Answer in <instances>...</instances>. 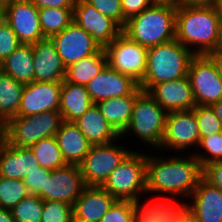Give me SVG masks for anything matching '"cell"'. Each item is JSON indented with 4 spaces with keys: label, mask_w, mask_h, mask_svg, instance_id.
<instances>
[{
    "label": "cell",
    "mask_w": 222,
    "mask_h": 222,
    "mask_svg": "<svg viewBox=\"0 0 222 222\" xmlns=\"http://www.w3.org/2000/svg\"><path fill=\"white\" fill-rule=\"evenodd\" d=\"M193 112L196 115L200 139L204 136L222 132V124L211 106H196Z\"/></svg>",
    "instance_id": "36"
},
{
    "label": "cell",
    "mask_w": 222,
    "mask_h": 222,
    "mask_svg": "<svg viewBox=\"0 0 222 222\" xmlns=\"http://www.w3.org/2000/svg\"><path fill=\"white\" fill-rule=\"evenodd\" d=\"M188 209L197 222H222V191L202 177L190 195Z\"/></svg>",
    "instance_id": "21"
},
{
    "label": "cell",
    "mask_w": 222,
    "mask_h": 222,
    "mask_svg": "<svg viewBox=\"0 0 222 222\" xmlns=\"http://www.w3.org/2000/svg\"><path fill=\"white\" fill-rule=\"evenodd\" d=\"M211 108L214 110L215 115L217 116V118L219 119L220 123L222 124V100L213 103L211 105Z\"/></svg>",
    "instance_id": "48"
},
{
    "label": "cell",
    "mask_w": 222,
    "mask_h": 222,
    "mask_svg": "<svg viewBox=\"0 0 222 222\" xmlns=\"http://www.w3.org/2000/svg\"><path fill=\"white\" fill-rule=\"evenodd\" d=\"M174 222H197L194 214L187 208Z\"/></svg>",
    "instance_id": "46"
},
{
    "label": "cell",
    "mask_w": 222,
    "mask_h": 222,
    "mask_svg": "<svg viewBox=\"0 0 222 222\" xmlns=\"http://www.w3.org/2000/svg\"><path fill=\"white\" fill-rule=\"evenodd\" d=\"M55 139L66 164L70 165L79 166L91 147L75 123L63 121Z\"/></svg>",
    "instance_id": "25"
},
{
    "label": "cell",
    "mask_w": 222,
    "mask_h": 222,
    "mask_svg": "<svg viewBox=\"0 0 222 222\" xmlns=\"http://www.w3.org/2000/svg\"><path fill=\"white\" fill-rule=\"evenodd\" d=\"M73 21L105 48L122 33V27L112 18L98 12L86 0H75Z\"/></svg>",
    "instance_id": "11"
},
{
    "label": "cell",
    "mask_w": 222,
    "mask_h": 222,
    "mask_svg": "<svg viewBox=\"0 0 222 222\" xmlns=\"http://www.w3.org/2000/svg\"><path fill=\"white\" fill-rule=\"evenodd\" d=\"M196 106H211L222 100V78L217 54H195L187 74Z\"/></svg>",
    "instance_id": "8"
},
{
    "label": "cell",
    "mask_w": 222,
    "mask_h": 222,
    "mask_svg": "<svg viewBox=\"0 0 222 222\" xmlns=\"http://www.w3.org/2000/svg\"><path fill=\"white\" fill-rule=\"evenodd\" d=\"M0 222H15L11 210L0 207Z\"/></svg>",
    "instance_id": "47"
},
{
    "label": "cell",
    "mask_w": 222,
    "mask_h": 222,
    "mask_svg": "<svg viewBox=\"0 0 222 222\" xmlns=\"http://www.w3.org/2000/svg\"><path fill=\"white\" fill-rule=\"evenodd\" d=\"M199 142L200 134L193 109L167 113L161 150H186L193 145L198 147Z\"/></svg>",
    "instance_id": "14"
},
{
    "label": "cell",
    "mask_w": 222,
    "mask_h": 222,
    "mask_svg": "<svg viewBox=\"0 0 222 222\" xmlns=\"http://www.w3.org/2000/svg\"><path fill=\"white\" fill-rule=\"evenodd\" d=\"M146 162L147 154L131 151L101 187L116 200L138 199L142 192L146 193Z\"/></svg>",
    "instance_id": "6"
},
{
    "label": "cell",
    "mask_w": 222,
    "mask_h": 222,
    "mask_svg": "<svg viewBox=\"0 0 222 222\" xmlns=\"http://www.w3.org/2000/svg\"><path fill=\"white\" fill-rule=\"evenodd\" d=\"M198 147L205 150L204 154H196V152L194 154L202 168L210 163L222 161V132L202 137Z\"/></svg>",
    "instance_id": "35"
},
{
    "label": "cell",
    "mask_w": 222,
    "mask_h": 222,
    "mask_svg": "<svg viewBox=\"0 0 222 222\" xmlns=\"http://www.w3.org/2000/svg\"><path fill=\"white\" fill-rule=\"evenodd\" d=\"M34 53V81L63 82L66 67L56 51L51 38H44L32 44Z\"/></svg>",
    "instance_id": "19"
},
{
    "label": "cell",
    "mask_w": 222,
    "mask_h": 222,
    "mask_svg": "<svg viewBox=\"0 0 222 222\" xmlns=\"http://www.w3.org/2000/svg\"><path fill=\"white\" fill-rule=\"evenodd\" d=\"M0 70L15 80L29 84L34 81V53L32 44H21L0 63Z\"/></svg>",
    "instance_id": "28"
},
{
    "label": "cell",
    "mask_w": 222,
    "mask_h": 222,
    "mask_svg": "<svg viewBox=\"0 0 222 222\" xmlns=\"http://www.w3.org/2000/svg\"><path fill=\"white\" fill-rule=\"evenodd\" d=\"M217 55H222V16L219 23V38L217 42Z\"/></svg>",
    "instance_id": "49"
},
{
    "label": "cell",
    "mask_w": 222,
    "mask_h": 222,
    "mask_svg": "<svg viewBox=\"0 0 222 222\" xmlns=\"http://www.w3.org/2000/svg\"><path fill=\"white\" fill-rule=\"evenodd\" d=\"M60 97L59 111L63 121L69 123H74L93 105L86 86L67 83L65 80Z\"/></svg>",
    "instance_id": "26"
},
{
    "label": "cell",
    "mask_w": 222,
    "mask_h": 222,
    "mask_svg": "<svg viewBox=\"0 0 222 222\" xmlns=\"http://www.w3.org/2000/svg\"><path fill=\"white\" fill-rule=\"evenodd\" d=\"M147 93L168 113L196 107L188 76L157 83Z\"/></svg>",
    "instance_id": "18"
},
{
    "label": "cell",
    "mask_w": 222,
    "mask_h": 222,
    "mask_svg": "<svg viewBox=\"0 0 222 222\" xmlns=\"http://www.w3.org/2000/svg\"><path fill=\"white\" fill-rule=\"evenodd\" d=\"M116 199L101 186H86L73 204L74 222H100Z\"/></svg>",
    "instance_id": "20"
},
{
    "label": "cell",
    "mask_w": 222,
    "mask_h": 222,
    "mask_svg": "<svg viewBox=\"0 0 222 222\" xmlns=\"http://www.w3.org/2000/svg\"><path fill=\"white\" fill-rule=\"evenodd\" d=\"M13 0H0V7L4 8L6 5H8Z\"/></svg>",
    "instance_id": "52"
},
{
    "label": "cell",
    "mask_w": 222,
    "mask_h": 222,
    "mask_svg": "<svg viewBox=\"0 0 222 222\" xmlns=\"http://www.w3.org/2000/svg\"><path fill=\"white\" fill-rule=\"evenodd\" d=\"M167 112L146 92L135 100L130 124L122 134L134 133L143 142L160 148L165 132Z\"/></svg>",
    "instance_id": "7"
},
{
    "label": "cell",
    "mask_w": 222,
    "mask_h": 222,
    "mask_svg": "<svg viewBox=\"0 0 222 222\" xmlns=\"http://www.w3.org/2000/svg\"><path fill=\"white\" fill-rule=\"evenodd\" d=\"M130 150L114 143L91 145L79 165L86 186H102L111 172L130 153Z\"/></svg>",
    "instance_id": "10"
},
{
    "label": "cell",
    "mask_w": 222,
    "mask_h": 222,
    "mask_svg": "<svg viewBox=\"0 0 222 222\" xmlns=\"http://www.w3.org/2000/svg\"><path fill=\"white\" fill-rule=\"evenodd\" d=\"M3 18V8L0 7V21L2 20Z\"/></svg>",
    "instance_id": "54"
},
{
    "label": "cell",
    "mask_w": 222,
    "mask_h": 222,
    "mask_svg": "<svg viewBox=\"0 0 222 222\" xmlns=\"http://www.w3.org/2000/svg\"><path fill=\"white\" fill-rule=\"evenodd\" d=\"M203 168L199 161L192 157H154L147 156L146 162V193H165L167 196L189 197L194 192ZM169 194V195H168Z\"/></svg>",
    "instance_id": "1"
},
{
    "label": "cell",
    "mask_w": 222,
    "mask_h": 222,
    "mask_svg": "<svg viewBox=\"0 0 222 222\" xmlns=\"http://www.w3.org/2000/svg\"><path fill=\"white\" fill-rule=\"evenodd\" d=\"M177 5L153 3L141 13L129 18L122 33L130 40L151 48L175 39Z\"/></svg>",
    "instance_id": "3"
},
{
    "label": "cell",
    "mask_w": 222,
    "mask_h": 222,
    "mask_svg": "<svg viewBox=\"0 0 222 222\" xmlns=\"http://www.w3.org/2000/svg\"><path fill=\"white\" fill-rule=\"evenodd\" d=\"M50 172L51 170L39 166L23 178L29 194L37 195L45 189L46 177H49Z\"/></svg>",
    "instance_id": "41"
},
{
    "label": "cell",
    "mask_w": 222,
    "mask_h": 222,
    "mask_svg": "<svg viewBox=\"0 0 222 222\" xmlns=\"http://www.w3.org/2000/svg\"><path fill=\"white\" fill-rule=\"evenodd\" d=\"M39 166L30 148L12 146L4 139L0 148V176L23 180Z\"/></svg>",
    "instance_id": "22"
},
{
    "label": "cell",
    "mask_w": 222,
    "mask_h": 222,
    "mask_svg": "<svg viewBox=\"0 0 222 222\" xmlns=\"http://www.w3.org/2000/svg\"><path fill=\"white\" fill-rule=\"evenodd\" d=\"M139 94L110 98L96 103L108 123L121 136L130 124L136 97Z\"/></svg>",
    "instance_id": "27"
},
{
    "label": "cell",
    "mask_w": 222,
    "mask_h": 222,
    "mask_svg": "<svg viewBox=\"0 0 222 222\" xmlns=\"http://www.w3.org/2000/svg\"><path fill=\"white\" fill-rule=\"evenodd\" d=\"M63 122L59 110L11 117L3 126L5 140L16 147L31 148L39 140L55 136Z\"/></svg>",
    "instance_id": "5"
},
{
    "label": "cell",
    "mask_w": 222,
    "mask_h": 222,
    "mask_svg": "<svg viewBox=\"0 0 222 222\" xmlns=\"http://www.w3.org/2000/svg\"><path fill=\"white\" fill-rule=\"evenodd\" d=\"M25 84L0 70V121L4 125L18 114Z\"/></svg>",
    "instance_id": "30"
},
{
    "label": "cell",
    "mask_w": 222,
    "mask_h": 222,
    "mask_svg": "<svg viewBox=\"0 0 222 222\" xmlns=\"http://www.w3.org/2000/svg\"><path fill=\"white\" fill-rule=\"evenodd\" d=\"M4 139H5V137H0V148L2 146V143H3Z\"/></svg>",
    "instance_id": "55"
},
{
    "label": "cell",
    "mask_w": 222,
    "mask_h": 222,
    "mask_svg": "<svg viewBox=\"0 0 222 222\" xmlns=\"http://www.w3.org/2000/svg\"><path fill=\"white\" fill-rule=\"evenodd\" d=\"M38 9L64 8L73 9L75 0H30Z\"/></svg>",
    "instance_id": "44"
},
{
    "label": "cell",
    "mask_w": 222,
    "mask_h": 222,
    "mask_svg": "<svg viewBox=\"0 0 222 222\" xmlns=\"http://www.w3.org/2000/svg\"><path fill=\"white\" fill-rule=\"evenodd\" d=\"M133 201L116 200L100 222H135Z\"/></svg>",
    "instance_id": "38"
},
{
    "label": "cell",
    "mask_w": 222,
    "mask_h": 222,
    "mask_svg": "<svg viewBox=\"0 0 222 222\" xmlns=\"http://www.w3.org/2000/svg\"><path fill=\"white\" fill-rule=\"evenodd\" d=\"M107 65V56L104 48H101L96 54L83 58L66 68L64 80L67 83L79 85L86 84L97 76Z\"/></svg>",
    "instance_id": "29"
},
{
    "label": "cell",
    "mask_w": 222,
    "mask_h": 222,
    "mask_svg": "<svg viewBox=\"0 0 222 222\" xmlns=\"http://www.w3.org/2000/svg\"><path fill=\"white\" fill-rule=\"evenodd\" d=\"M194 55L176 39L148 48L147 69L139 87L147 92L157 83L186 77Z\"/></svg>",
    "instance_id": "4"
},
{
    "label": "cell",
    "mask_w": 222,
    "mask_h": 222,
    "mask_svg": "<svg viewBox=\"0 0 222 222\" xmlns=\"http://www.w3.org/2000/svg\"><path fill=\"white\" fill-rule=\"evenodd\" d=\"M41 222H74L73 205L63 201H44Z\"/></svg>",
    "instance_id": "37"
},
{
    "label": "cell",
    "mask_w": 222,
    "mask_h": 222,
    "mask_svg": "<svg viewBox=\"0 0 222 222\" xmlns=\"http://www.w3.org/2000/svg\"><path fill=\"white\" fill-rule=\"evenodd\" d=\"M179 5L188 7L222 6V0H180Z\"/></svg>",
    "instance_id": "45"
},
{
    "label": "cell",
    "mask_w": 222,
    "mask_h": 222,
    "mask_svg": "<svg viewBox=\"0 0 222 222\" xmlns=\"http://www.w3.org/2000/svg\"><path fill=\"white\" fill-rule=\"evenodd\" d=\"M29 195L23 180L9 179L0 176V207L11 210L22 199Z\"/></svg>",
    "instance_id": "34"
},
{
    "label": "cell",
    "mask_w": 222,
    "mask_h": 222,
    "mask_svg": "<svg viewBox=\"0 0 222 222\" xmlns=\"http://www.w3.org/2000/svg\"><path fill=\"white\" fill-rule=\"evenodd\" d=\"M203 177L222 191V161H216L205 166Z\"/></svg>",
    "instance_id": "43"
},
{
    "label": "cell",
    "mask_w": 222,
    "mask_h": 222,
    "mask_svg": "<svg viewBox=\"0 0 222 222\" xmlns=\"http://www.w3.org/2000/svg\"><path fill=\"white\" fill-rule=\"evenodd\" d=\"M85 187L80 166L67 164L51 170L46 177L45 189L37 195L44 201L56 200L73 205Z\"/></svg>",
    "instance_id": "13"
},
{
    "label": "cell",
    "mask_w": 222,
    "mask_h": 222,
    "mask_svg": "<svg viewBox=\"0 0 222 222\" xmlns=\"http://www.w3.org/2000/svg\"><path fill=\"white\" fill-rule=\"evenodd\" d=\"M98 12L105 16L112 18L122 28L125 26L127 20L123 16L121 0H86Z\"/></svg>",
    "instance_id": "39"
},
{
    "label": "cell",
    "mask_w": 222,
    "mask_h": 222,
    "mask_svg": "<svg viewBox=\"0 0 222 222\" xmlns=\"http://www.w3.org/2000/svg\"><path fill=\"white\" fill-rule=\"evenodd\" d=\"M21 43L10 25L2 18L0 21V63L10 56Z\"/></svg>",
    "instance_id": "40"
},
{
    "label": "cell",
    "mask_w": 222,
    "mask_h": 222,
    "mask_svg": "<svg viewBox=\"0 0 222 222\" xmlns=\"http://www.w3.org/2000/svg\"><path fill=\"white\" fill-rule=\"evenodd\" d=\"M61 89L62 82L33 81L25 84L16 116H28L59 110Z\"/></svg>",
    "instance_id": "17"
},
{
    "label": "cell",
    "mask_w": 222,
    "mask_h": 222,
    "mask_svg": "<svg viewBox=\"0 0 222 222\" xmlns=\"http://www.w3.org/2000/svg\"><path fill=\"white\" fill-rule=\"evenodd\" d=\"M74 123L91 145H105L121 138L99 111L96 104H93Z\"/></svg>",
    "instance_id": "24"
},
{
    "label": "cell",
    "mask_w": 222,
    "mask_h": 222,
    "mask_svg": "<svg viewBox=\"0 0 222 222\" xmlns=\"http://www.w3.org/2000/svg\"><path fill=\"white\" fill-rule=\"evenodd\" d=\"M51 39L66 68L101 49L92 36L74 21Z\"/></svg>",
    "instance_id": "15"
},
{
    "label": "cell",
    "mask_w": 222,
    "mask_h": 222,
    "mask_svg": "<svg viewBox=\"0 0 222 222\" xmlns=\"http://www.w3.org/2000/svg\"><path fill=\"white\" fill-rule=\"evenodd\" d=\"M165 198V199H164ZM150 201L144 206L140 199L133 201L135 208V222H174L188 208V203H176L178 199L169 196Z\"/></svg>",
    "instance_id": "23"
},
{
    "label": "cell",
    "mask_w": 222,
    "mask_h": 222,
    "mask_svg": "<svg viewBox=\"0 0 222 222\" xmlns=\"http://www.w3.org/2000/svg\"><path fill=\"white\" fill-rule=\"evenodd\" d=\"M30 149L35 154L39 165L43 168L54 170L67 165L57 145L55 136L39 140Z\"/></svg>",
    "instance_id": "32"
},
{
    "label": "cell",
    "mask_w": 222,
    "mask_h": 222,
    "mask_svg": "<svg viewBox=\"0 0 222 222\" xmlns=\"http://www.w3.org/2000/svg\"><path fill=\"white\" fill-rule=\"evenodd\" d=\"M3 19L10 25L21 44L44 39L39 9L30 0H13L3 8Z\"/></svg>",
    "instance_id": "12"
},
{
    "label": "cell",
    "mask_w": 222,
    "mask_h": 222,
    "mask_svg": "<svg viewBox=\"0 0 222 222\" xmlns=\"http://www.w3.org/2000/svg\"><path fill=\"white\" fill-rule=\"evenodd\" d=\"M218 66L222 78V55H218Z\"/></svg>",
    "instance_id": "51"
},
{
    "label": "cell",
    "mask_w": 222,
    "mask_h": 222,
    "mask_svg": "<svg viewBox=\"0 0 222 222\" xmlns=\"http://www.w3.org/2000/svg\"><path fill=\"white\" fill-rule=\"evenodd\" d=\"M3 124H2V122L0 121V137H5L4 136V132H3Z\"/></svg>",
    "instance_id": "53"
},
{
    "label": "cell",
    "mask_w": 222,
    "mask_h": 222,
    "mask_svg": "<svg viewBox=\"0 0 222 222\" xmlns=\"http://www.w3.org/2000/svg\"><path fill=\"white\" fill-rule=\"evenodd\" d=\"M123 16L126 20L149 8L152 0H121Z\"/></svg>",
    "instance_id": "42"
},
{
    "label": "cell",
    "mask_w": 222,
    "mask_h": 222,
    "mask_svg": "<svg viewBox=\"0 0 222 222\" xmlns=\"http://www.w3.org/2000/svg\"><path fill=\"white\" fill-rule=\"evenodd\" d=\"M104 50L107 64L111 68L132 77L138 83L143 80L147 69V47L130 40L121 33Z\"/></svg>",
    "instance_id": "9"
},
{
    "label": "cell",
    "mask_w": 222,
    "mask_h": 222,
    "mask_svg": "<svg viewBox=\"0 0 222 222\" xmlns=\"http://www.w3.org/2000/svg\"><path fill=\"white\" fill-rule=\"evenodd\" d=\"M86 89L93 104L143 91L132 77L115 71L108 64L86 84Z\"/></svg>",
    "instance_id": "16"
},
{
    "label": "cell",
    "mask_w": 222,
    "mask_h": 222,
    "mask_svg": "<svg viewBox=\"0 0 222 222\" xmlns=\"http://www.w3.org/2000/svg\"><path fill=\"white\" fill-rule=\"evenodd\" d=\"M221 16L222 6L177 5L175 39L194 54H217ZM192 45H198L197 49H192Z\"/></svg>",
    "instance_id": "2"
},
{
    "label": "cell",
    "mask_w": 222,
    "mask_h": 222,
    "mask_svg": "<svg viewBox=\"0 0 222 222\" xmlns=\"http://www.w3.org/2000/svg\"><path fill=\"white\" fill-rule=\"evenodd\" d=\"M154 3H169L173 5H179L180 0H152Z\"/></svg>",
    "instance_id": "50"
},
{
    "label": "cell",
    "mask_w": 222,
    "mask_h": 222,
    "mask_svg": "<svg viewBox=\"0 0 222 222\" xmlns=\"http://www.w3.org/2000/svg\"><path fill=\"white\" fill-rule=\"evenodd\" d=\"M44 200L29 194L11 209L15 222H41Z\"/></svg>",
    "instance_id": "33"
},
{
    "label": "cell",
    "mask_w": 222,
    "mask_h": 222,
    "mask_svg": "<svg viewBox=\"0 0 222 222\" xmlns=\"http://www.w3.org/2000/svg\"><path fill=\"white\" fill-rule=\"evenodd\" d=\"M39 19L44 38H51L73 22V9L41 8Z\"/></svg>",
    "instance_id": "31"
}]
</instances>
